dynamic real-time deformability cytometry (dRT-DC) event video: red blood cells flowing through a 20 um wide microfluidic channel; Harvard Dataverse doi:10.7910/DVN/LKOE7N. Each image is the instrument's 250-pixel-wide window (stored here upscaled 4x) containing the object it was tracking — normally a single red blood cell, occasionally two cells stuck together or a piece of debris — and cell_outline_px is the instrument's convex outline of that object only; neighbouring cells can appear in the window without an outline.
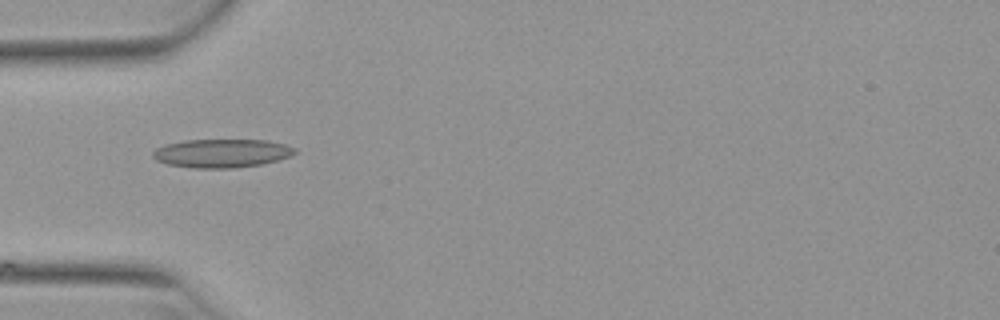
{"species": "Egyptian fruit bat (a non-hibernating species)", "species_latin": "Rousettus aegyptiacus", "temperature_condition": "warm", "stored_images_in_passage": 5, "camera_frame_rate_fps": 3000, "um_per_image_px": 0.085, "animal": {"sex": "female"}, "frame": {"image": 1, "passage_image": 1, "time_ms": 0.0, "image_size_px": [1000, 320], "cell_outline_px": [[296, 152], [292, 156], [260, 164], [232, 168], [196, 168], [168, 164], [156, 160], [152, 156], [152, 152], [156, 148], [164, 144], [184, 140], [268, 140], [284, 144], [296, 148]], "centroid_in_image_um": [18.83, 13.02], "position_along_channel_um": 66.2, "area_um2": 23.58}}
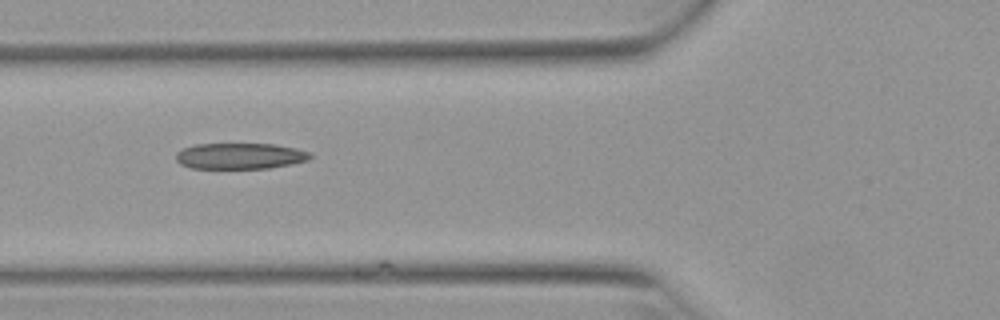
{"frame": {"image": 2, "passage_image": 4, "time_ms": 1.0, "image_size_px": [1000, 320], "cell_outline_px": [[312, 156], [308, 160], [292, 164], [268, 168], [192, 168], [180, 164], [176, 160], [176, 152], [184, 148], [196, 144], [276, 144], [296, 148], [312, 152]], "centroid_in_image_um": [20.43, 13.26], "position_along_channel_um": 105.4, "area_um2": 20.4}}